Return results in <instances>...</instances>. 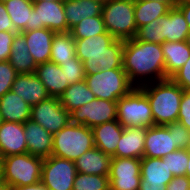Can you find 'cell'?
I'll list each match as a JSON object with an SVG mask.
<instances>
[{"mask_svg":"<svg viewBox=\"0 0 190 190\" xmlns=\"http://www.w3.org/2000/svg\"><path fill=\"white\" fill-rule=\"evenodd\" d=\"M5 188L3 177H2V172L0 169V190H3Z\"/></svg>","mask_w":190,"mask_h":190,"instance_id":"cell-50","label":"cell"},{"mask_svg":"<svg viewBox=\"0 0 190 190\" xmlns=\"http://www.w3.org/2000/svg\"><path fill=\"white\" fill-rule=\"evenodd\" d=\"M170 79L178 84L184 91H190V58Z\"/></svg>","mask_w":190,"mask_h":190,"instance_id":"cell-40","label":"cell"},{"mask_svg":"<svg viewBox=\"0 0 190 190\" xmlns=\"http://www.w3.org/2000/svg\"><path fill=\"white\" fill-rule=\"evenodd\" d=\"M0 153L3 158L28 153L23 123L2 122L0 125Z\"/></svg>","mask_w":190,"mask_h":190,"instance_id":"cell-15","label":"cell"},{"mask_svg":"<svg viewBox=\"0 0 190 190\" xmlns=\"http://www.w3.org/2000/svg\"><path fill=\"white\" fill-rule=\"evenodd\" d=\"M105 25L102 16L87 17L70 29L74 39H84L105 33Z\"/></svg>","mask_w":190,"mask_h":190,"instance_id":"cell-33","label":"cell"},{"mask_svg":"<svg viewBox=\"0 0 190 190\" xmlns=\"http://www.w3.org/2000/svg\"><path fill=\"white\" fill-rule=\"evenodd\" d=\"M112 156L99 150L97 147L85 152L74 161L77 172L95 175H109Z\"/></svg>","mask_w":190,"mask_h":190,"instance_id":"cell-25","label":"cell"},{"mask_svg":"<svg viewBox=\"0 0 190 190\" xmlns=\"http://www.w3.org/2000/svg\"><path fill=\"white\" fill-rule=\"evenodd\" d=\"M94 93L89 89L85 80L70 84L59 97L61 105L70 113L88 102L93 101Z\"/></svg>","mask_w":190,"mask_h":190,"instance_id":"cell-30","label":"cell"},{"mask_svg":"<svg viewBox=\"0 0 190 190\" xmlns=\"http://www.w3.org/2000/svg\"><path fill=\"white\" fill-rule=\"evenodd\" d=\"M44 159L30 153L4 157L1 172L5 187L32 185L41 181Z\"/></svg>","mask_w":190,"mask_h":190,"instance_id":"cell-5","label":"cell"},{"mask_svg":"<svg viewBox=\"0 0 190 190\" xmlns=\"http://www.w3.org/2000/svg\"><path fill=\"white\" fill-rule=\"evenodd\" d=\"M161 47L165 60L166 79H168L190 58V48L186 41H165L161 44Z\"/></svg>","mask_w":190,"mask_h":190,"instance_id":"cell-27","label":"cell"},{"mask_svg":"<svg viewBox=\"0 0 190 190\" xmlns=\"http://www.w3.org/2000/svg\"><path fill=\"white\" fill-rule=\"evenodd\" d=\"M141 180L155 184L167 185L174 177L167 163H164L162 158H141Z\"/></svg>","mask_w":190,"mask_h":190,"instance_id":"cell-29","label":"cell"},{"mask_svg":"<svg viewBox=\"0 0 190 190\" xmlns=\"http://www.w3.org/2000/svg\"><path fill=\"white\" fill-rule=\"evenodd\" d=\"M186 43H187V45H188L189 48H190V32H189L188 35H187Z\"/></svg>","mask_w":190,"mask_h":190,"instance_id":"cell-51","label":"cell"},{"mask_svg":"<svg viewBox=\"0 0 190 190\" xmlns=\"http://www.w3.org/2000/svg\"><path fill=\"white\" fill-rule=\"evenodd\" d=\"M4 4L14 28L18 32L26 31V25H31L33 0H6Z\"/></svg>","mask_w":190,"mask_h":190,"instance_id":"cell-32","label":"cell"},{"mask_svg":"<svg viewBox=\"0 0 190 190\" xmlns=\"http://www.w3.org/2000/svg\"><path fill=\"white\" fill-rule=\"evenodd\" d=\"M17 32H0V61H7L11 54V45Z\"/></svg>","mask_w":190,"mask_h":190,"instance_id":"cell-42","label":"cell"},{"mask_svg":"<svg viewBox=\"0 0 190 190\" xmlns=\"http://www.w3.org/2000/svg\"><path fill=\"white\" fill-rule=\"evenodd\" d=\"M3 122V119H2V116H1V113H0V125L2 124Z\"/></svg>","mask_w":190,"mask_h":190,"instance_id":"cell-56","label":"cell"},{"mask_svg":"<svg viewBox=\"0 0 190 190\" xmlns=\"http://www.w3.org/2000/svg\"><path fill=\"white\" fill-rule=\"evenodd\" d=\"M147 96L152 110L153 125L170 124L178 120L183 89L170 78L139 87Z\"/></svg>","mask_w":190,"mask_h":190,"instance_id":"cell-3","label":"cell"},{"mask_svg":"<svg viewBox=\"0 0 190 190\" xmlns=\"http://www.w3.org/2000/svg\"><path fill=\"white\" fill-rule=\"evenodd\" d=\"M176 6L182 11L185 20L190 28V3H177Z\"/></svg>","mask_w":190,"mask_h":190,"instance_id":"cell-47","label":"cell"},{"mask_svg":"<svg viewBox=\"0 0 190 190\" xmlns=\"http://www.w3.org/2000/svg\"><path fill=\"white\" fill-rule=\"evenodd\" d=\"M135 38L143 42L162 44V25L158 23V19L153 20L138 28Z\"/></svg>","mask_w":190,"mask_h":190,"instance_id":"cell-36","label":"cell"},{"mask_svg":"<svg viewBox=\"0 0 190 190\" xmlns=\"http://www.w3.org/2000/svg\"><path fill=\"white\" fill-rule=\"evenodd\" d=\"M177 3H190V0H178Z\"/></svg>","mask_w":190,"mask_h":190,"instance_id":"cell-52","label":"cell"},{"mask_svg":"<svg viewBox=\"0 0 190 190\" xmlns=\"http://www.w3.org/2000/svg\"><path fill=\"white\" fill-rule=\"evenodd\" d=\"M76 174L74 161L51 155L44 158L41 182L49 190H73Z\"/></svg>","mask_w":190,"mask_h":190,"instance_id":"cell-10","label":"cell"},{"mask_svg":"<svg viewBox=\"0 0 190 190\" xmlns=\"http://www.w3.org/2000/svg\"><path fill=\"white\" fill-rule=\"evenodd\" d=\"M43 190H49V189H47V188L44 186V184H43Z\"/></svg>","mask_w":190,"mask_h":190,"instance_id":"cell-57","label":"cell"},{"mask_svg":"<svg viewBox=\"0 0 190 190\" xmlns=\"http://www.w3.org/2000/svg\"><path fill=\"white\" fill-rule=\"evenodd\" d=\"M76 57L75 40L70 32L55 33L52 40L50 62L61 66Z\"/></svg>","mask_w":190,"mask_h":190,"instance_id":"cell-31","label":"cell"},{"mask_svg":"<svg viewBox=\"0 0 190 190\" xmlns=\"http://www.w3.org/2000/svg\"><path fill=\"white\" fill-rule=\"evenodd\" d=\"M177 4H165L155 0H134V18L137 29L165 16Z\"/></svg>","mask_w":190,"mask_h":190,"instance_id":"cell-28","label":"cell"},{"mask_svg":"<svg viewBox=\"0 0 190 190\" xmlns=\"http://www.w3.org/2000/svg\"><path fill=\"white\" fill-rule=\"evenodd\" d=\"M33 1H53V2H56V1H64V0H33Z\"/></svg>","mask_w":190,"mask_h":190,"instance_id":"cell-53","label":"cell"},{"mask_svg":"<svg viewBox=\"0 0 190 190\" xmlns=\"http://www.w3.org/2000/svg\"><path fill=\"white\" fill-rule=\"evenodd\" d=\"M188 167L186 170V176L190 179V149H189V159H188Z\"/></svg>","mask_w":190,"mask_h":190,"instance_id":"cell-49","label":"cell"},{"mask_svg":"<svg viewBox=\"0 0 190 190\" xmlns=\"http://www.w3.org/2000/svg\"><path fill=\"white\" fill-rule=\"evenodd\" d=\"M48 28L60 32H70L67 26L64 1H33L31 25H26V31Z\"/></svg>","mask_w":190,"mask_h":190,"instance_id":"cell-9","label":"cell"},{"mask_svg":"<svg viewBox=\"0 0 190 190\" xmlns=\"http://www.w3.org/2000/svg\"><path fill=\"white\" fill-rule=\"evenodd\" d=\"M73 190H110L109 175H95L77 172Z\"/></svg>","mask_w":190,"mask_h":190,"instance_id":"cell-34","label":"cell"},{"mask_svg":"<svg viewBox=\"0 0 190 190\" xmlns=\"http://www.w3.org/2000/svg\"><path fill=\"white\" fill-rule=\"evenodd\" d=\"M28 153L41 158L50 157L53 148V134L31 119L24 123Z\"/></svg>","mask_w":190,"mask_h":190,"instance_id":"cell-17","label":"cell"},{"mask_svg":"<svg viewBox=\"0 0 190 190\" xmlns=\"http://www.w3.org/2000/svg\"><path fill=\"white\" fill-rule=\"evenodd\" d=\"M117 119V101L94 98L70 112V122L89 128Z\"/></svg>","mask_w":190,"mask_h":190,"instance_id":"cell-11","label":"cell"},{"mask_svg":"<svg viewBox=\"0 0 190 190\" xmlns=\"http://www.w3.org/2000/svg\"><path fill=\"white\" fill-rule=\"evenodd\" d=\"M117 120L124 128L153 126L150 102L139 87L117 100Z\"/></svg>","mask_w":190,"mask_h":190,"instance_id":"cell-8","label":"cell"},{"mask_svg":"<svg viewBox=\"0 0 190 190\" xmlns=\"http://www.w3.org/2000/svg\"><path fill=\"white\" fill-rule=\"evenodd\" d=\"M98 1H100V2H102V3H106V2H108V1H110V0H98Z\"/></svg>","mask_w":190,"mask_h":190,"instance_id":"cell-55","label":"cell"},{"mask_svg":"<svg viewBox=\"0 0 190 190\" xmlns=\"http://www.w3.org/2000/svg\"><path fill=\"white\" fill-rule=\"evenodd\" d=\"M178 150L174 134L164 125H153L147 128L143 157L163 158Z\"/></svg>","mask_w":190,"mask_h":190,"instance_id":"cell-14","label":"cell"},{"mask_svg":"<svg viewBox=\"0 0 190 190\" xmlns=\"http://www.w3.org/2000/svg\"><path fill=\"white\" fill-rule=\"evenodd\" d=\"M2 160H3V157H2V155L0 153V169H1V165H2Z\"/></svg>","mask_w":190,"mask_h":190,"instance_id":"cell-54","label":"cell"},{"mask_svg":"<svg viewBox=\"0 0 190 190\" xmlns=\"http://www.w3.org/2000/svg\"><path fill=\"white\" fill-rule=\"evenodd\" d=\"M139 190H166V185L140 181Z\"/></svg>","mask_w":190,"mask_h":190,"instance_id":"cell-45","label":"cell"},{"mask_svg":"<svg viewBox=\"0 0 190 190\" xmlns=\"http://www.w3.org/2000/svg\"><path fill=\"white\" fill-rule=\"evenodd\" d=\"M166 190H190V179L186 175L174 176L166 185Z\"/></svg>","mask_w":190,"mask_h":190,"instance_id":"cell-44","label":"cell"},{"mask_svg":"<svg viewBox=\"0 0 190 190\" xmlns=\"http://www.w3.org/2000/svg\"><path fill=\"white\" fill-rule=\"evenodd\" d=\"M141 159L112 157L110 190H139Z\"/></svg>","mask_w":190,"mask_h":190,"instance_id":"cell-13","label":"cell"},{"mask_svg":"<svg viewBox=\"0 0 190 190\" xmlns=\"http://www.w3.org/2000/svg\"><path fill=\"white\" fill-rule=\"evenodd\" d=\"M93 147L95 145L92 128L69 122L59 132L53 134L51 155L75 161Z\"/></svg>","mask_w":190,"mask_h":190,"instance_id":"cell-4","label":"cell"},{"mask_svg":"<svg viewBox=\"0 0 190 190\" xmlns=\"http://www.w3.org/2000/svg\"><path fill=\"white\" fill-rule=\"evenodd\" d=\"M177 121L190 130V91H183Z\"/></svg>","mask_w":190,"mask_h":190,"instance_id":"cell-41","label":"cell"},{"mask_svg":"<svg viewBox=\"0 0 190 190\" xmlns=\"http://www.w3.org/2000/svg\"><path fill=\"white\" fill-rule=\"evenodd\" d=\"M85 81L95 98L110 101L119 100L134 88L123 68L85 75Z\"/></svg>","mask_w":190,"mask_h":190,"instance_id":"cell-7","label":"cell"},{"mask_svg":"<svg viewBox=\"0 0 190 190\" xmlns=\"http://www.w3.org/2000/svg\"><path fill=\"white\" fill-rule=\"evenodd\" d=\"M165 4H177L178 0H155Z\"/></svg>","mask_w":190,"mask_h":190,"instance_id":"cell-48","label":"cell"},{"mask_svg":"<svg viewBox=\"0 0 190 190\" xmlns=\"http://www.w3.org/2000/svg\"><path fill=\"white\" fill-rule=\"evenodd\" d=\"M18 72L7 61H0V98L8 91H11L13 82Z\"/></svg>","mask_w":190,"mask_h":190,"instance_id":"cell-38","label":"cell"},{"mask_svg":"<svg viewBox=\"0 0 190 190\" xmlns=\"http://www.w3.org/2000/svg\"><path fill=\"white\" fill-rule=\"evenodd\" d=\"M28 45L29 53L32 55L36 64L50 61L52 40L55 31L48 28L23 31Z\"/></svg>","mask_w":190,"mask_h":190,"instance_id":"cell-19","label":"cell"},{"mask_svg":"<svg viewBox=\"0 0 190 190\" xmlns=\"http://www.w3.org/2000/svg\"><path fill=\"white\" fill-rule=\"evenodd\" d=\"M124 127L118 120H112L92 128L94 145L109 156L116 152L118 142L121 138Z\"/></svg>","mask_w":190,"mask_h":190,"instance_id":"cell-21","label":"cell"},{"mask_svg":"<svg viewBox=\"0 0 190 190\" xmlns=\"http://www.w3.org/2000/svg\"><path fill=\"white\" fill-rule=\"evenodd\" d=\"M18 32L11 21L9 14L6 11L4 2L0 1V32Z\"/></svg>","mask_w":190,"mask_h":190,"instance_id":"cell-43","label":"cell"},{"mask_svg":"<svg viewBox=\"0 0 190 190\" xmlns=\"http://www.w3.org/2000/svg\"><path fill=\"white\" fill-rule=\"evenodd\" d=\"M169 132L174 134L175 146L178 149H190V130L185 128L179 121L166 125Z\"/></svg>","mask_w":190,"mask_h":190,"instance_id":"cell-39","label":"cell"},{"mask_svg":"<svg viewBox=\"0 0 190 190\" xmlns=\"http://www.w3.org/2000/svg\"><path fill=\"white\" fill-rule=\"evenodd\" d=\"M11 90L31 106L50 97L44 84L35 73L18 74Z\"/></svg>","mask_w":190,"mask_h":190,"instance_id":"cell-18","label":"cell"},{"mask_svg":"<svg viewBox=\"0 0 190 190\" xmlns=\"http://www.w3.org/2000/svg\"><path fill=\"white\" fill-rule=\"evenodd\" d=\"M74 40L76 57L83 63L85 75L122 68L124 40L115 39L107 31Z\"/></svg>","mask_w":190,"mask_h":190,"instance_id":"cell-2","label":"cell"},{"mask_svg":"<svg viewBox=\"0 0 190 190\" xmlns=\"http://www.w3.org/2000/svg\"><path fill=\"white\" fill-rule=\"evenodd\" d=\"M122 68L134 87L166 79L161 44L125 40Z\"/></svg>","mask_w":190,"mask_h":190,"instance_id":"cell-1","label":"cell"},{"mask_svg":"<svg viewBox=\"0 0 190 190\" xmlns=\"http://www.w3.org/2000/svg\"><path fill=\"white\" fill-rule=\"evenodd\" d=\"M158 23L162 25L163 43L186 41L190 28L177 6L172 7L165 16L159 18Z\"/></svg>","mask_w":190,"mask_h":190,"instance_id":"cell-22","label":"cell"},{"mask_svg":"<svg viewBox=\"0 0 190 190\" xmlns=\"http://www.w3.org/2000/svg\"><path fill=\"white\" fill-rule=\"evenodd\" d=\"M8 61L18 74H30L35 72L37 64L29 53L23 32H17L15 34Z\"/></svg>","mask_w":190,"mask_h":190,"instance_id":"cell-26","label":"cell"},{"mask_svg":"<svg viewBox=\"0 0 190 190\" xmlns=\"http://www.w3.org/2000/svg\"><path fill=\"white\" fill-rule=\"evenodd\" d=\"M148 127H125L115 154L112 157L143 158L145 137Z\"/></svg>","mask_w":190,"mask_h":190,"instance_id":"cell-16","label":"cell"},{"mask_svg":"<svg viewBox=\"0 0 190 190\" xmlns=\"http://www.w3.org/2000/svg\"><path fill=\"white\" fill-rule=\"evenodd\" d=\"M188 159L189 149H178L162 158L174 176L186 175Z\"/></svg>","mask_w":190,"mask_h":190,"instance_id":"cell-35","label":"cell"},{"mask_svg":"<svg viewBox=\"0 0 190 190\" xmlns=\"http://www.w3.org/2000/svg\"><path fill=\"white\" fill-rule=\"evenodd\" d=\"M103 3L98 0H64L67 26L71 29L82 19L102 16Z\"/></svg>","mask_w":190,"mask_h":190,"instance_id":"cell-24","label":"cell"},{"mask_svg":"<svg viewBox=\"0 0 190 190\" xmlns=\"http://www.w3.org/2000/svg\"><path fill=\"white\" fill-rule=\"evenodd\" d=\"M0 113L3 121L24 124L31 119V105L11 90L0 98Z\"/></svg>","mask_w":190,"mask_h":190,"instance_id":"cell-23","label":"cell"},{"mask_svg":"<svg viewBox=\"0 0 190 190\" xmlns=\"http://www.w3.org/2000/svg\"><path fill=\"white\" fill-rule=\"evenodd\" d=\"M102 17L105 29L115 39L130 40L137 34L134 18V0H110L103 3Z\"/></svg>","mask_w":190,"mask_h":190,"instance_id":"cell-6","label":"cell"},{"mask_svg":"<svg viewBox=\"0 0 190 190\" xmlns=\"http://www.w3.org/2000/svg\"><path fill=\"white\" fill-rule=\"evenodd\" d=\"M60 67L66 76L69 85L85 80L83 63L77 57H74L67 62H63Z\"/></svg>","mask_w":190,"mask_h":190,"instance_id":"cell-37","label":"cell"},{"mask_svg":"<svg viewBox=\"0 0 190 190\" xmlns=\"http://www.w3.org/2000/svg\"><path fill=\"white\" fill-rule=\"evenodd\" d=\"M31 120L55 134L70 122V113L61 105L58 97H48L31 106Z\"/></svg>","mask_w":190,"mask_h":190,"instance_id":"cell-12","label":"cell"},{"mask_svg":"<svg viewBox=\"0 0 190 190\" xmlns=\"http://www.w3.org/2000/svg\"><path fill=\"white\" fill-rule=\"evenodd\" d=\"M6 190H43V183L40 181L32 185L11 186V187H6Z\"/></svg>","mask_w":190,"mask_h":190,"instance_id":"cell-46","label":"cell"},{"mask_svg":"<svg viewBox=\"0 0 190 190\" xmlns=\"http://www.w3.org/2000/svg\"><path fill=\"white\" fill-rule=\"evenodd\" d=\"M35 75L44 84L50 97H60L69 86L66 76L59 65L53 62L38 64Z\"/></svg>","mask_w":190,"mask_h":190,"instance_id":"cell-20","label":"cell"}]
</instances>
